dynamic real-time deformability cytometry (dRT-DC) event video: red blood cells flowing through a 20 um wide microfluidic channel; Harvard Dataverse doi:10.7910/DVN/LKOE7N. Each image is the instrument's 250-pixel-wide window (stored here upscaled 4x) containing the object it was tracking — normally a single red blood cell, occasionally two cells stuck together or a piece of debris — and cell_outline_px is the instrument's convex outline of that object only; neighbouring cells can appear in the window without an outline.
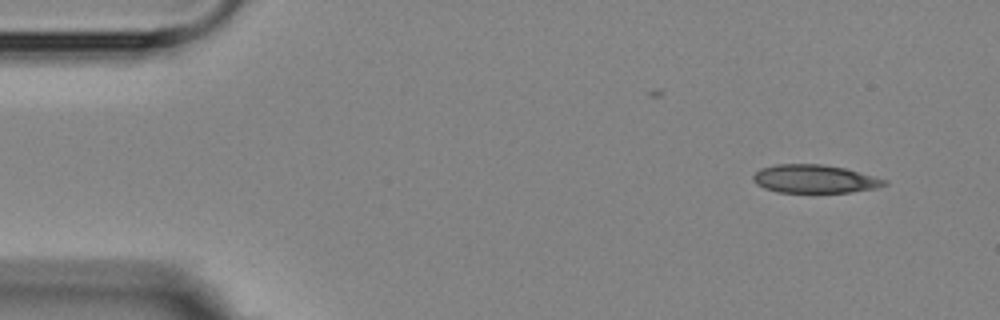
{"species": "Egyptian fruit bat (a non-hibernating species)", "species_latin": "Rousettus aegyptiacus", "temperature_condition": "room temperature", "stored_images_in_passage": 3, "segment_of_instrument_passage": [2, 2], "camera_frame_rate_fps": 3000, "um_per_image_px": 0.085, "animal": {"sex": "female"}, "frame": {"image": 1, "passage_image": 3, "time_ms": 4.0, "image_size_px": [1000, 320], "cell_outline_px": [[888, 184], [876, 188], [848, 192], [776, 192], [764, 188], [756, 184], [752, 180], [752, 176], [760, 168], [776, 164], [820, 164], [844, 168], [888, 180]], "centroid_in_image_um": [69.2, 15.21], "position_along_channel_um": 15.8, "area_um2": 21.56}}